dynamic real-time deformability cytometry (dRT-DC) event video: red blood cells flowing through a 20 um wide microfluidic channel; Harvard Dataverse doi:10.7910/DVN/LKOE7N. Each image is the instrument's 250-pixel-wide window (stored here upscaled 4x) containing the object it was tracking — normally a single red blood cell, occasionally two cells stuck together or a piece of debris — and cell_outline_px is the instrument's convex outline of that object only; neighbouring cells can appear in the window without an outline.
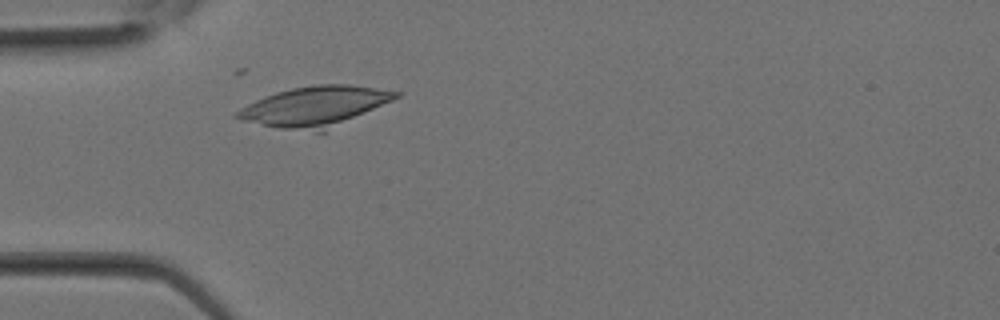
{"species": "Egyptian fruit bat (a non-hibernating species)", "species_latin": "Rousettus aegyptiacus", "temperature_condition": "room temperature", "stored_images_in_passage": 6, "camera_frame_rate_fps": 3000, "um_per_image_px": 0.085, "animal": {"sex": "female"}, "frame": {"image": 1, "passage_image": 4, "time_ms": 1.0, "image_size_px": [1000, 320], "cell_outline_px": [[400, 96], [392, 100], [324, 132], [316, 132], [280, 128], [244, 120], [232, 116], [240, 108], [256, 100], [276, 92], [292, 88], [316, 84], [348, 84], [400, 92]], "centroid_in_image_um": [26.75, 9.04], "position_along_channel_um": 58.2, "area_um2": 36.41}}